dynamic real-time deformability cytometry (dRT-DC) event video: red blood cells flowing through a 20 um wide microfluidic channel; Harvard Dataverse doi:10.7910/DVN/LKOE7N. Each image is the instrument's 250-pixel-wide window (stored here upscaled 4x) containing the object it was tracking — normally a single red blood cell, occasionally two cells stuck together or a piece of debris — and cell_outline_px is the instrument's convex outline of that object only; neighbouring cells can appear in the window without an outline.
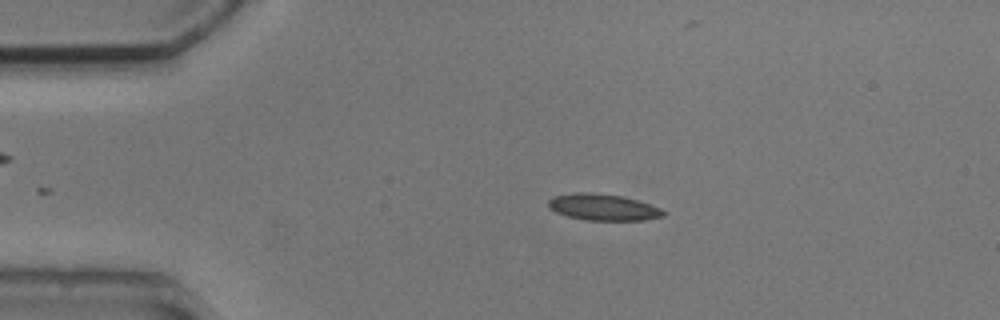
{"species": "common noctule bat (a hibernating species)", "species_latin": "Nyctalus noctula", "temperature_condition": "cold", "stored_images_in_passage": 45, "camera_frame_rate_fps": 3000, "um_per_image_px": 0.085, "animal": {"sex": "male", "body_mass_g": 20.5, "forearm_length_mm": 52.5}, "frame": {"image": 1, "passage_image": 3, "time_ms": 0.667, "image_size_px": [1000, 320], "cell_outline_px": [[668, 212], [664, 216], [644, 220], [584, 220], [568, 216], [556, 212], [548, 208], [548, 200], [552, 196], [576, 192], [592, 192], [620, 196], [636, 200], [660, 208]], "centroid_in_image_um": [51.24, 17.61], "position_along_channel_um": 33.8, "area_um2": 17.74}}
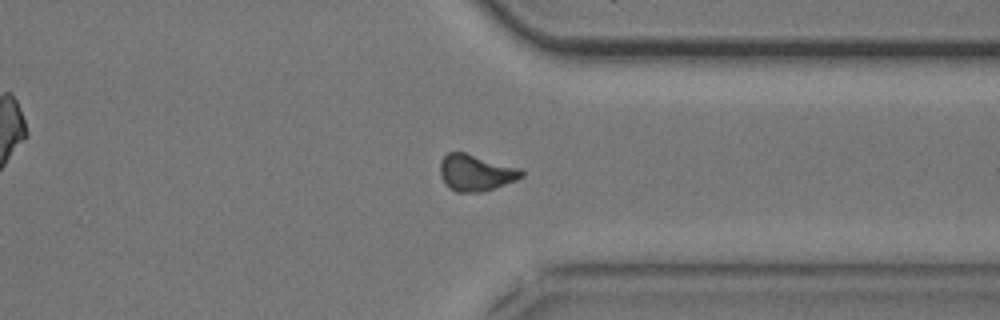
{"frame": {"image": 2, "passage_image": 33, "time_ms": 10.667, "image_size_px": [1000, 320], "cell_outline_px": [[524, 176], [516, 180], [480, 192], [456, 192], [448, 188], [444, 184], [440, 176], [440, 160], [448, 152], [464, 152], [520, 168], [524, 172]], "centroid_in_image_um": [40.4, 14.68], "position_along_channel_um": 371.0, "area_um2": 17.28}}
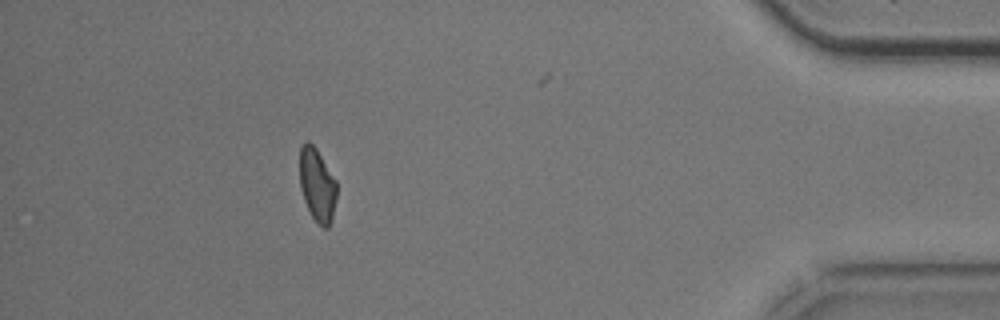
{"frame": {"image": 3, "passage_image": 40, "time_ms": 13.0, "image_size_px": [1000, 320], "cell_outline_px": [[336, 200], [332, 220], [328, 228], [324, 228], [312, 216], [304, 200], [300, 188], [300, 144], [304, 140], [308, 140], [316, 148], [336, 180]], "centroid_in_image_um": [26.95, 15.69], "position_along_channel_um": 408.2, "area_um2": 15.84}, "authors_computed_cell_mechanics": {"area_um2": 17.1666, "velocity_mm_per_s": 3.797, "shape_relaxation_time_tau1_ms": 4.9967, "shape_relaxation_time_tau2_ms": 3.1365, "deformation_change_tau1": 0.1276, "deformation_change_tau2": 0.0821}}